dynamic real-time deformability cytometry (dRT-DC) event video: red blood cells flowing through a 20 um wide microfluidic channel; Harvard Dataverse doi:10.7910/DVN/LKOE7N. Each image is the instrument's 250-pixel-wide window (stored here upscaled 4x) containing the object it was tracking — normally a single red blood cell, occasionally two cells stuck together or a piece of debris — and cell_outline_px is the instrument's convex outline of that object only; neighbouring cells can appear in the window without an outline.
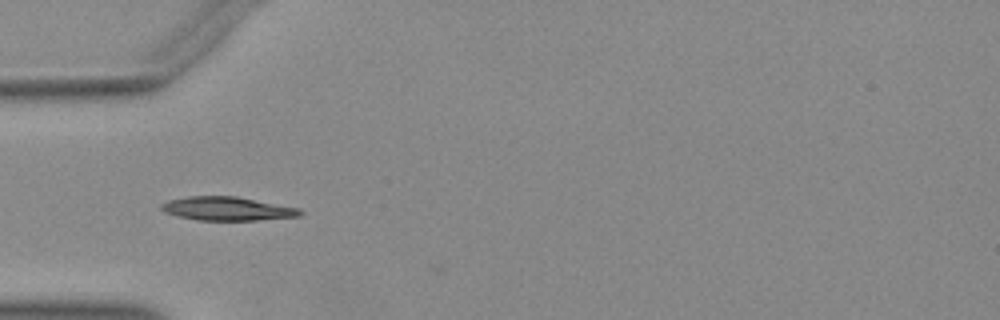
{"species": "Egyptian fruit bat (a non-hibernating species)", "species_latin": "Rousettus aegyptiacus", "temperature_condition": "warm", "stored_images_in_passage": 12, "camera_frame_rate_fps": 3000, "um_per_image_px": 0.085, "animal": {"sex": "female"}, "frame": {"image": 1, "passage_image": 1, "time_ms": 0.0, "image_size_px": [1000, 320], "cell_outline_px": [[304, 212], [300, 216], [256, 220], [196, 220], [176, 216], [164, 212], [160, 208], [160, 204], [168, 200], [188, 196], [236, 196], [300, 208]], "centroid_in_image_um": [19.29, 17.73], "position_along_channel_um": 65.7, "area_um2": 19.25}}
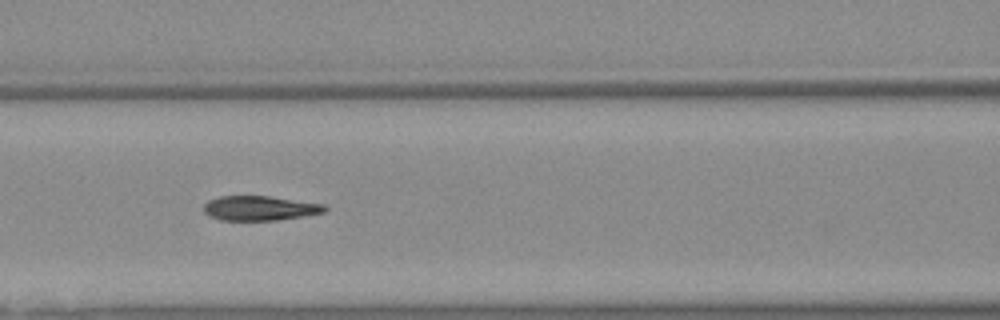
{"frame": {"image": 2, "passage_image": 7, "time_ms": 2.0, "image_size_px": [1000, 320], "cell_outline_px": [[328, 208], [324, 212], [304, 216], [276, 220], [220, 220], [208, 216], [204, 212], [204, 204], [208, 200], [220, 196], [268, 196], [324, 204]], "centroid_in_image_um": [22.06, 17.7], "position_along_channel_um": 144.5, "area_um2": 17.34}}
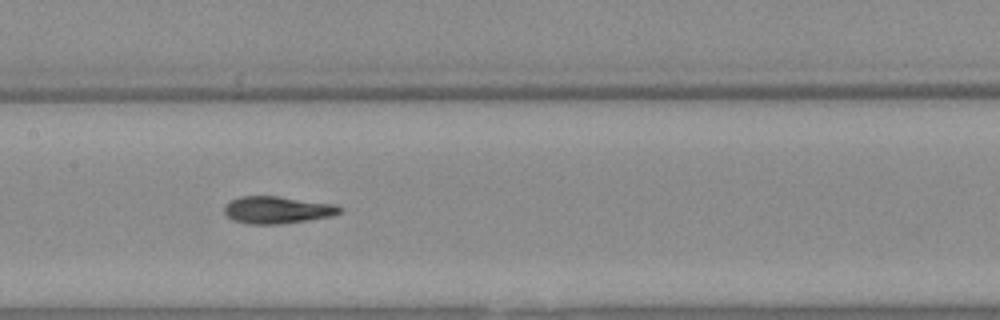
{"frame": {"image": 3, "passage_image": 10, "time_ms": 3.0, "image_size_px": [1000, 320], "cell_outline_px": [[344, 208], [340, 212], [332, 216], [308, 220], [280, 224], [248, 224], [232, 220], [224, 212], [224, 204], [240, 196], [276, 196], [336, 204]], "centroid_in_image_um": [23.57, 17.84], "position_along_channel_um": 183.8, "area_um2": 18.38}}